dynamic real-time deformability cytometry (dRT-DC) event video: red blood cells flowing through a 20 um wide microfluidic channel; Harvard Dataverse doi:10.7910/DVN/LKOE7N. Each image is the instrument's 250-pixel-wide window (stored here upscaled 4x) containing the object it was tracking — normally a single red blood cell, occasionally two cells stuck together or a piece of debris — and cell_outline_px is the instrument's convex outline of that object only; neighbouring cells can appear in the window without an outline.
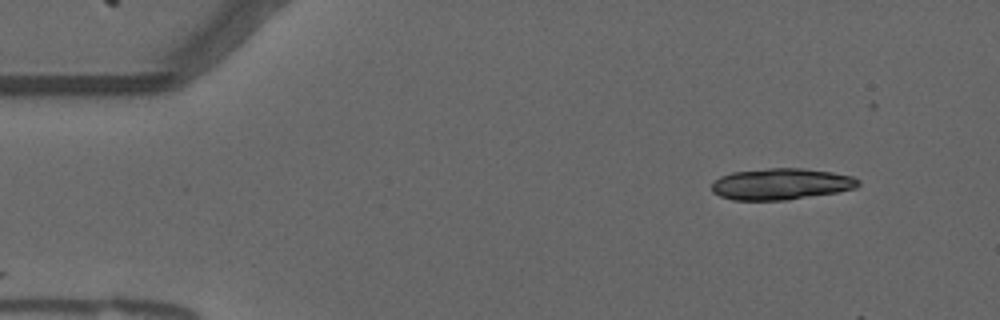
{"species": "common noctule bat (a hibernating species)", "species_latin": "Nyctalus noctula", "temperature_condition": "warm", "stored_images_in_passage": 5, "camera_frame_rate_fps": 3000, "um_per_image_px": 0.085, "animal": {"sex": "male", "forearm_length_mm": 52.5}, "frame": {"image": 1, "passage_image": 1, "time_ms": 0.0, "image_size_px": [1000, 320], "cell_outline_px": [[860, 184], [856, 188], [836, 192], [784, 200], [732, 200], [720, 196], [712, 192], [712, 180], [720, 176], [732, 172], [768, 168], [800, 168], [832, 172], [852, 176], [860, 180]], "centroid_in_image_um": [66.36, 15.64], "position_along_channel_um": 18.6, "area_um2": 26.82}}